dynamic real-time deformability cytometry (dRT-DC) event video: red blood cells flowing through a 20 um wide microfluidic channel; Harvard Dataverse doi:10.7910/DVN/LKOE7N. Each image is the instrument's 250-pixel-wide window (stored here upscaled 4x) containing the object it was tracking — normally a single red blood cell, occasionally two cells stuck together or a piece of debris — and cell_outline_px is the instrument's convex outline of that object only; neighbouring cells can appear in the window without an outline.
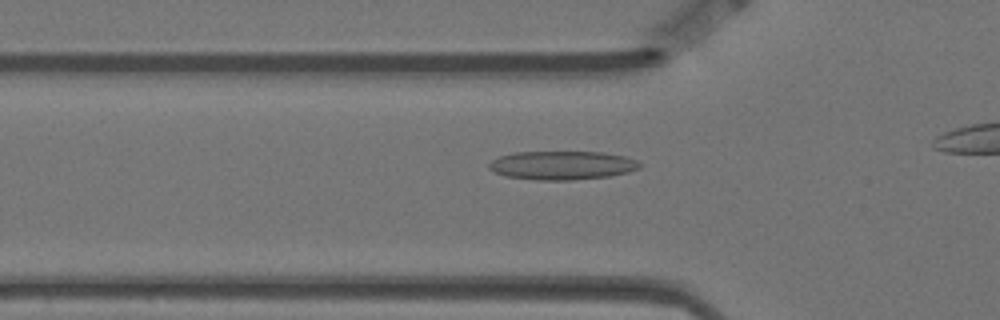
{"species": "Egyptian fruit bat (a non-hibernating species)", "species_latin": "Rousettus aegyptiacus", "temperature_condition": "warm", "stored_images_in_passage": 21, "camera_frame_rate_fps": 3000, "um_per_image_px": 0.085, "animal": {"sex": "female"}, "frame": {"image": 1, "passage_image": 8, "time_ms": 2.333, "image_size_px": [1000, 320], "cell_outline_px": [[640, 168], [628, 172], [608, 176], [572, 180], [536, 180], [504, 176], [488, 168], [488, 164], [492, 160], [500, 156], [516, 152], [604, 152], [624, 156], [636, 160], [640, 164]], "centroid_in_image_um": [47.77, 14.05], "position_along_channel_um": 78.0, "area_um2": 25.14}}
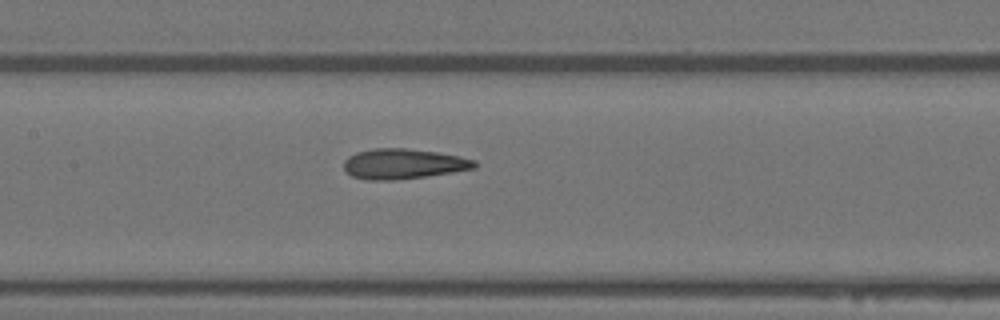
{"frame": {"image": 2, "passage_image": 16, "time_ms": 5.0, "image_size_px": [1000, 320], "cell_outline_px": [[476, 168], [452, 172], [424, 176], [392, 180], [368, 180], [352, 176], [344, 168], [344, 160], [348, 156], [356, 152], [372, 148], [408, 148], [436, 152], [460, 156], [476, 160]], "centroid_in_image_um": [34.27, 13.91], "position_along_channel_um": 173.1, "area_um2": 22.95}}
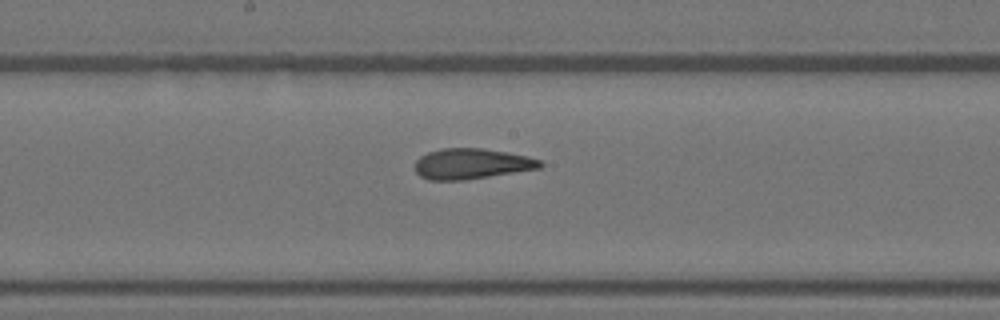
{"frame": {"image": 3, "passage_image": 19, "time_ms": 6.0, "image_size_px": [1000, 320], "cell_outline_px": [[544, 164], [540, 168], [464, 180], [428, 180], [420, 176], [416, 172], [416, 160], [420, 156], [428, 152], [444, 148], [484, 148], [528, 156], [540, 160]], "centroid_in_image_um": [40.08, 13.92], "position_along_channel_um": 208.1, "area_um2": 22.2}}